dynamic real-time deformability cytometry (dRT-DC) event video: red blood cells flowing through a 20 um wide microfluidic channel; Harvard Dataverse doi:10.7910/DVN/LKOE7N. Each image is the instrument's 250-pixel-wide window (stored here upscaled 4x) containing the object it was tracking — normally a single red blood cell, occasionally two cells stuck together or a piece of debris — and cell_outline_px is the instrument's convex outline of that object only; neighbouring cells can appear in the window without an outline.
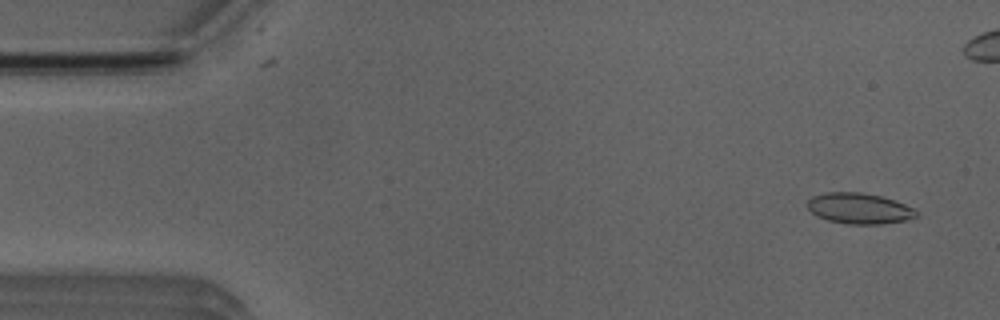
{"species": "Egyptian fruit bat (a non-hibernating species)", "species_latin": "Rousettus aegyptiacus", "temperature_condition": "room temperature", "stored_images_in_passage": 51, "camera_frame_rate_fps": 3000, "um_per_image_px": 0.085, "animal": {"sex": "male"}, "frame": {"image": 1, "passage_image": 3, "time_ms": 0.667, "image_size_px": [1000, 320], "cell_outline_px": [[920, 212], [916, 216], [908, 220], [880, 224], [848, 224], [828, 220], [816, 216], [808, 208], [808, 200], [812, 196], [824, 192], [860, 192], [880, 196], [896, 200], [916, 208]], "centroid_in_image_um": [73.08, 17.71], "position_along_channel_um": 11.9, "area_um2": 19.77}}
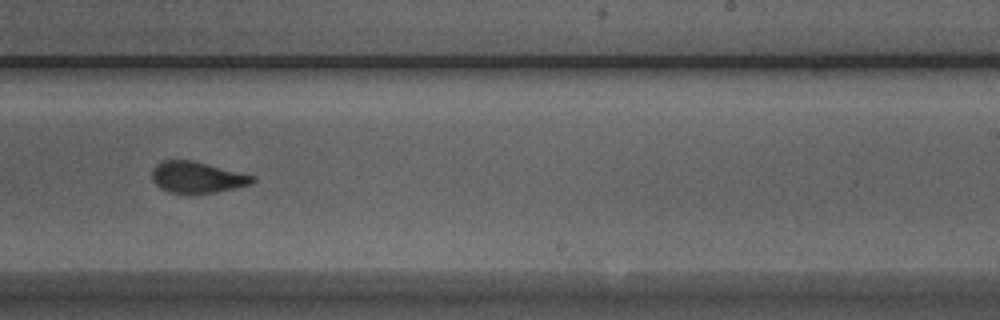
{"frame": {"image": 2, "passage_image": 31, "time_ms": 10.0, "image_size_px": [1000, 320], "cell_outline_px": [[256, 180], [252, 184], [236, 188], [216, 192], [188, 196], [168, 192], [160, 188], [152, 180], [152, 172], [156, 164], [164, 160], [192, 160], [256, 176]], "centroid_in_image_um": [16.76, 15.11], "position_along_channel_um": 272.2, "area_um2": 18.84}}
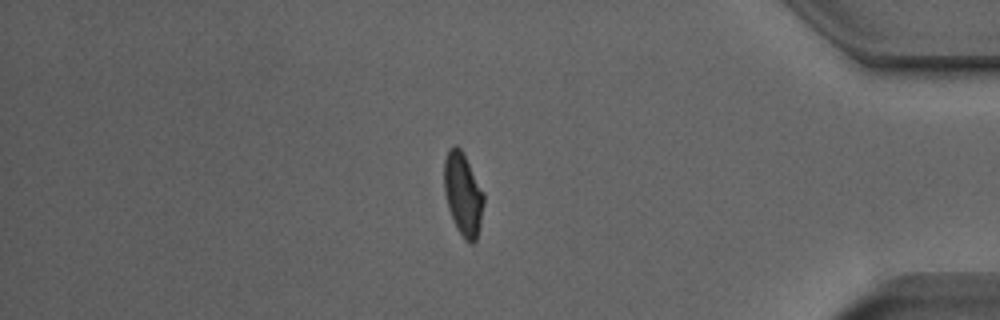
{"frame": {"image": 3, "passage_image": 43, "time_ms": 14.0, "image_size_px": [1000, 320], "cell_outline_px": [[484, 204], [480, 224], [476, 240], [472, 244], [468, 244], [464, 240], [456, 228], [448, 208], [444, 192], [444, 160], [448, 148], [452, 144], [456, 144], [460, 148], [484, 192]], "centroid_in_image_um": [39.34, 16.51], "position_along_channel_um": 395.9, "area_um2": 19.31}, "authors_computed_cell_mechanics": {"area_um2": 19.074, "velocity_mm_per_s": 3.997, "shape_relaxation_time_tau1_ms": 4.844, "shape_relaxation_time_tau2_ms": 1.2781, "deformation_change_tau1": 0.1753, "deformation_change_tau2": 0.0887}}